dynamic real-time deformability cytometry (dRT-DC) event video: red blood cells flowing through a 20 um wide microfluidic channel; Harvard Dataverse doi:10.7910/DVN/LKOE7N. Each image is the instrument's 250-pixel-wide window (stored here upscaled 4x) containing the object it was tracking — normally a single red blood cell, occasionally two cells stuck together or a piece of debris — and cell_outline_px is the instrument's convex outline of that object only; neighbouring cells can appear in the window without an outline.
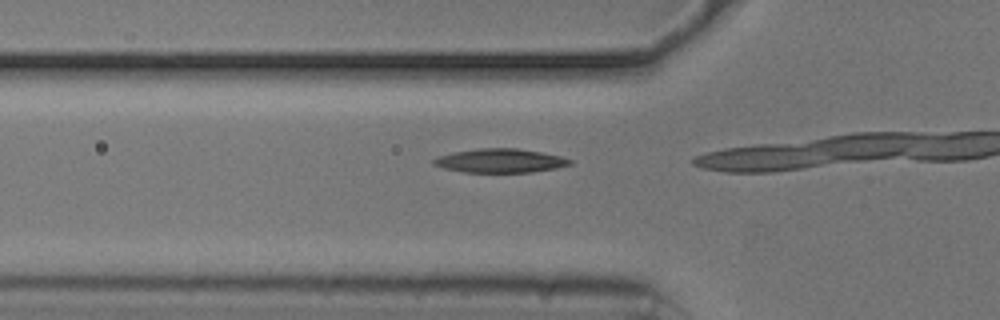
{"species": "common noctule bat (a hibernating species)", "species_latin": "Nyctalus noctula", "temperature_condition": "cold", "stored_images_in_passage": 12, "camera_frame_rate_fps": 3000, "um_per_image_px": 0.085, "animal": {"sex": "male", "body_mass_g": 20.5, "forearm_length_mm": 52.5}, "frame": {"image": 1, "passage_image": 10, "time_ms": 3.0, "image_size_px": [1000, 320], "cell_outline_px": [[572, 164], [556, 168], [532, 172], [464, 172], [444, 168], [432, 164], [432, 160], [440, 156], [456, 152], [480, 148], [516, 148], [540, 152], [560, 156], [572, 160]], "centroid_in_image_um": [42.53, 13.66], "position_along_channel_um": 83.3, "area_um2": 18.73}}